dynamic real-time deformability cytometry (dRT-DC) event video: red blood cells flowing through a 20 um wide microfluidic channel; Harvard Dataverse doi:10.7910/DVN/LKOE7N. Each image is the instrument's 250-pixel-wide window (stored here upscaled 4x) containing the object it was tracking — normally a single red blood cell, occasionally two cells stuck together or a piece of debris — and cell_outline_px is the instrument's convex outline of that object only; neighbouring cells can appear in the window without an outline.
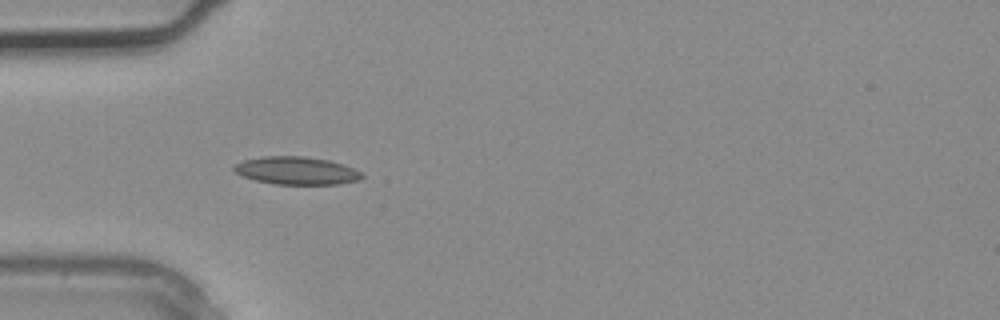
{"species": "common noctule bat (a hibernating species)", "species_latin": "Nyctalus noctula", "temperature_condition": "warm", "stored_images_in_passage": 2, "camera_frame_rate_fps": 3000, "um_per_image_px": 0.085, "animal": {"sex": "male", "body_mass_g": 20.4}, "frame": {"image": 1, "passage_image": 2, "time_ms": 0.333, "image_size_px": [1000, 320], "cell_outline_px": [[364, 176], [360, 180], [340, 184], [272, 184], [256, 180], [244, 176], [236, 172], [232, 168], [236, 164], [244, 160], [264, 156], [304, 156], [328, 160], [344, 164], [360, 172]], "centroid_in_image_um": [25.23, 14.5], "position_along_channel_um": 59.8, "area_um2": 20.63}}